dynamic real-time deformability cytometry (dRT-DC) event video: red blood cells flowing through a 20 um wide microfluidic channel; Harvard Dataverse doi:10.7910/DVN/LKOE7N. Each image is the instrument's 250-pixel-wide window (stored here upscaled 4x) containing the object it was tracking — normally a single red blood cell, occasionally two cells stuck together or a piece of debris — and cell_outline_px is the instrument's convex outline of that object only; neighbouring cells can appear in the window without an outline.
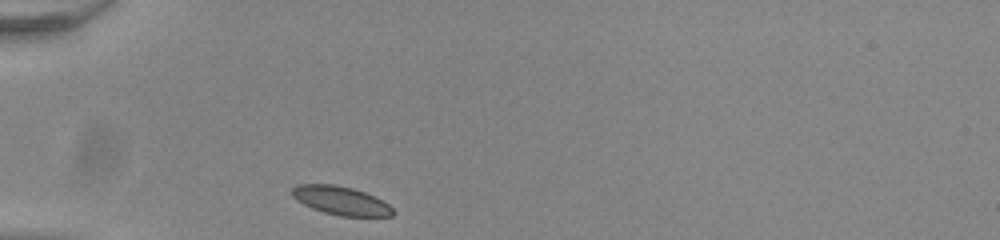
{"species": "common noctule bat (a hibernating species)", "species_latin": "Nyctalus noctula", "temperature_condition": "room temperature", "stored_images_in_passage": 29, "camera_frame_rate_fps": 3000, "um_per_image_px": 0.085, "animal": {"sex": "male", "body_mass_g": 20.0, "forearm_length_mm": 53.3}, "frame": {"image": 1, "passage_image": 1, "time_ms": 0.0, "image_size_px": [1000, 240], "cell_outline_px": [[392, 216], [340, 216], [324, 212], [312, 208], [296, 200], [292, 196], [292, 188], [296, 184], [336, 184], [352, 188], [376, 196], [384, 200], [392, 208]], "centroid_in_image_um": [28.96, 17.04], "position_along_channel_um": 56.0, "area_um2": 16.82}}
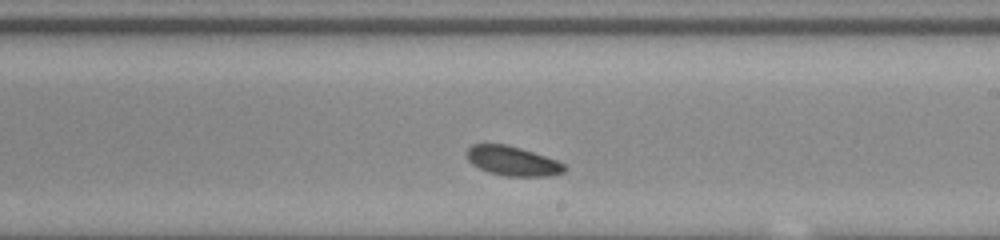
{"frame": {"image": 2, "passage_image": 17, "time_ms": 5.333, "image_size_px": [1000, 240], "cell_outline_px": [[568, 168], [564, 172], [548, 176], [504, 176], [488, 172], [472, 164], [468, 160], [468, 148], [472, 144], [504, 144], [520, 148], [556, 160], [564, 164]], "centroid_in_image_um": [43.58, 13.69], "position_along_channel_um": 245.4, "area_um2": 16.59}}
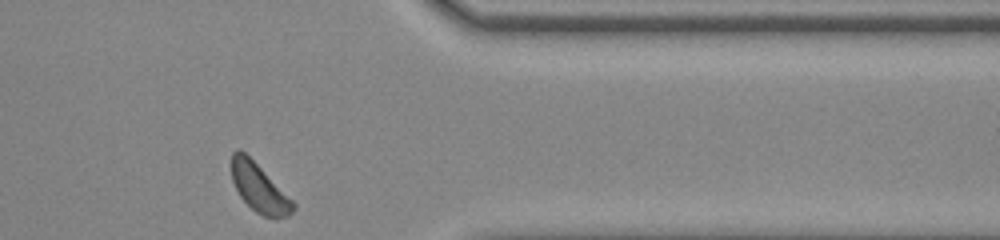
{"frame": {"image": 3, "passage_image": 29, "time_ms": 9.333, "image_size_px": [1000, 240], "cell_outline_px": [[296, 208], [288, 216], [276, 220], [264, 216], [256, 212], [240, 196], [232, 180], [232, 152], [236, 148], [240, 148], [296, 204]], "centroid_in_image_um": [22.04, 16.01], "position_along_channel_um": 389.4, "area_um2": 17.05}, "authors_computed_cell_mechanics": {"area_um2": 17.1088, "velocity_mm_per_s": 3.8415, "shape_relaxation_time_tau1_ms": 2.4185, "shape_relaxation_time_tau2_ms": 6.3074, "deformation_change_tau1": 0.0302, "deformation_change_tau2": 0.0879}}